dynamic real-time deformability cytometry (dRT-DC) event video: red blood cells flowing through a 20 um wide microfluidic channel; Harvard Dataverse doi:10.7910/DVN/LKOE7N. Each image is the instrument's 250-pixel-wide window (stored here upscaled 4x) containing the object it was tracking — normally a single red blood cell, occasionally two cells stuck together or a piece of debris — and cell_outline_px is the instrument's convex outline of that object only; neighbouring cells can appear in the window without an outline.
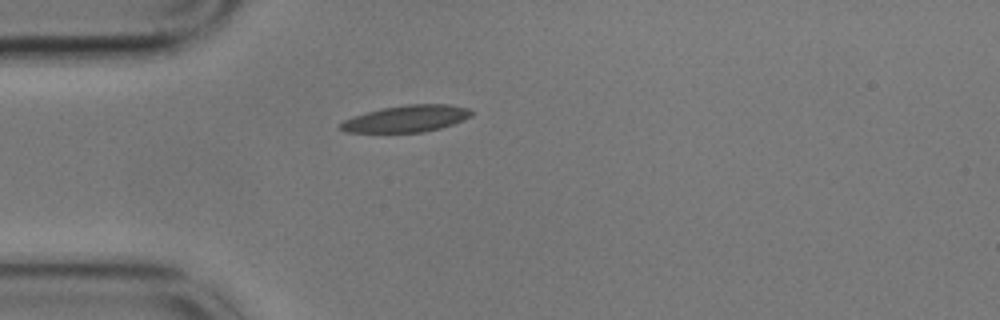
{"species": "common noctule bat (a hibernating species)", "species_latin": "Nyctalus noctula", "temperature_condition": "cold", "stored_images_in_passage": 4, "camera_frame_rate_fps": 3000, "um_per_image_px": 0.085, "animal": {"sex": "male", "body_mass_g": 17.9}, "frame": {"image": 1, "passage_image": 1, "time_ms": 0.0, "image_size_px": [1000, 320], "cell_outline_px": [[472, 116], [464, 120], [440, 128], [424, 132], [344, 132], [340, 128], [340, 124], [344, 120], [352, 116], [380, 108], [408, 104], [448, 104], [468, 108], [472, 112]], "centroid_in_image_um": [34.55, 10.08], "position_along_channel_um": 50.5, "area_um2": 20.4}}